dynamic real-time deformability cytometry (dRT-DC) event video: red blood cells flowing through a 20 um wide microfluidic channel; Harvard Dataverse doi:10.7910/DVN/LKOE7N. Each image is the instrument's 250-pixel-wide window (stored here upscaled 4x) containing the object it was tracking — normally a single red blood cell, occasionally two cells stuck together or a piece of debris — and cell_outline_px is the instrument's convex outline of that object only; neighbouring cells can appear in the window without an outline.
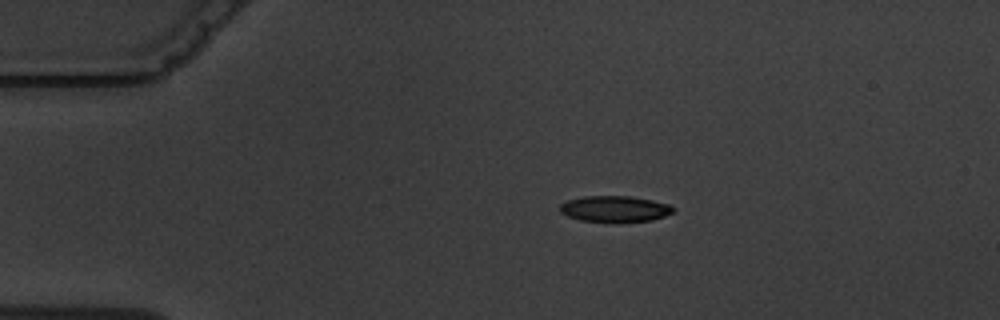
{"species": "common noctule bat (a hibernating species)", "species_latin": "Nyctalus noctula", "temperature_condition": "warm", "stored_images_in_passage": 2, "camera_frame_rate_fps": 3000, "um_per_image_px": 0.085, "animal": {"sex": "male", "body_mass_g": 19.5, "forearm_length_mm": 54.6}, "frame": {"image": 1, "passage_image": 1, "time_ms": 0.0, "image_size_px": [1000, 320], "cell_outline_px": [[676, 208], [672, 212], [664, 216], [652, 220], [580, 220], [568, 216], [560, 212], [560, 204], [568, 200], [584, 196], [628, 196], [652, 200], [668, 204]], "centroid_in_image_um": [52.25, 17.72], "position_along_channel_um": 32.8, "area_um2": 16.59}}